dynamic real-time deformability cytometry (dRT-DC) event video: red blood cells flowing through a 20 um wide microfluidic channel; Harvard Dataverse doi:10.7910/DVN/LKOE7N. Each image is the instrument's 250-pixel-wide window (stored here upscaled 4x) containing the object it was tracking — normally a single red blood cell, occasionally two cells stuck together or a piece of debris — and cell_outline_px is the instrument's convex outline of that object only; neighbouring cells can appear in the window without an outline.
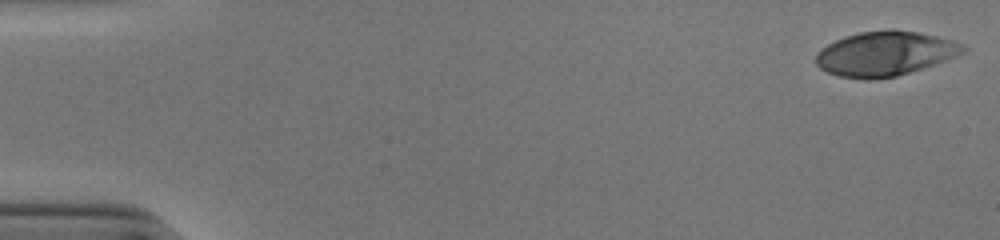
{"species": "human", "species_latin": "Homo sapiens", "temperature_condition": "cold", "stored_images_in_passage": 43, "camera_frame_rate_fps": 3000, "um_per_image_px": 0.085, "donor": {"sex": "male"}, "frame": {"image": 1, "passage_image": 1, "time_ms": 0.0, "image_size_px": [1000, 240], "cell_outline_px": [[968, 48], [964, 52], [956, 56], [896, 76], [868, 80], [840, 76], [828, 72], [820, 68], [816, 64], [816, 52], [820, 48], [844, 36], [860, 32], [888, 28], [892, 28], [920, 32], [952, 40], [964, 44]], "centroid_in_image_um": [75.21, 4.53], "position_along_channel_um": 9.8, "area_um2": 38.21}}
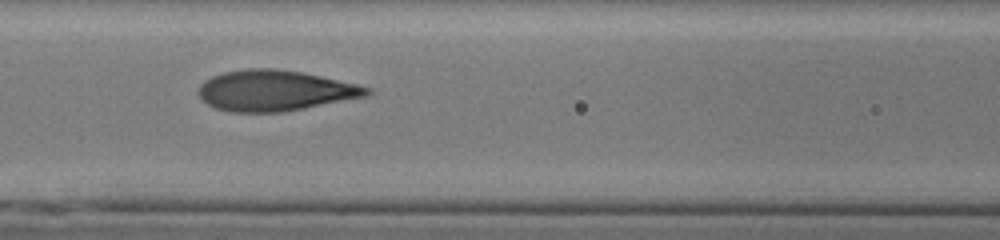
{"frame": {"image": 2, "passage_image": 23, "time_ms": 7.333, "image_size_px": [1000, 240], "cell_outline_px": [[372, 92], [368, 96], [284, 112], [228, 112], [216, 108], [200, 100], [196, 92], [200, 84], [204, 80], [212, 76], [224, 72], [248, 68], [276, 68], [300, 72], [320, 76], [356, 84], [372, 88]], "centroid_in_image_um": [23.33, 7.7], "position_along_channel_um": 143.3, "area_um2": 40.17}}
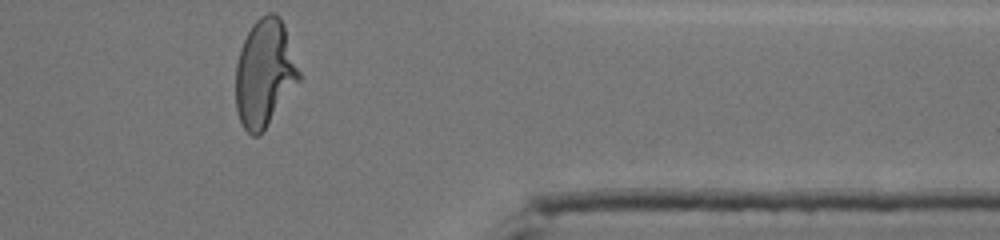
{"frame": {"image": 3, "passage_image": 43, "time_ms": 14.0, "image_size_px": [1000, 240], "cell_outline_px": [[300, 80], [264, 132], [260, 136], [252, 136], [244, 128], [240, 120], [236, 108], [236, 64], [240, 48], [252, 24], [260, 16], [268, 12], [272, 12], [280, 16], [284, 24], [300, 72]], "centroid_in_image_um": [22.49, 6.23], "position_along_channel_um": 388.9, "area_um2": 39.82}, "authors_computed_cell_mechanics": {"area_um2": 38.726, "velocity_mm_per_s": 3.928, "shape_relaxation_time_tau1_ms": 6.5698, "shape_relaxation_time_tau2_ms": 0.7766, "deformation_change_tau1": 0.265, "deformation_change_tau2": 0.0827}}